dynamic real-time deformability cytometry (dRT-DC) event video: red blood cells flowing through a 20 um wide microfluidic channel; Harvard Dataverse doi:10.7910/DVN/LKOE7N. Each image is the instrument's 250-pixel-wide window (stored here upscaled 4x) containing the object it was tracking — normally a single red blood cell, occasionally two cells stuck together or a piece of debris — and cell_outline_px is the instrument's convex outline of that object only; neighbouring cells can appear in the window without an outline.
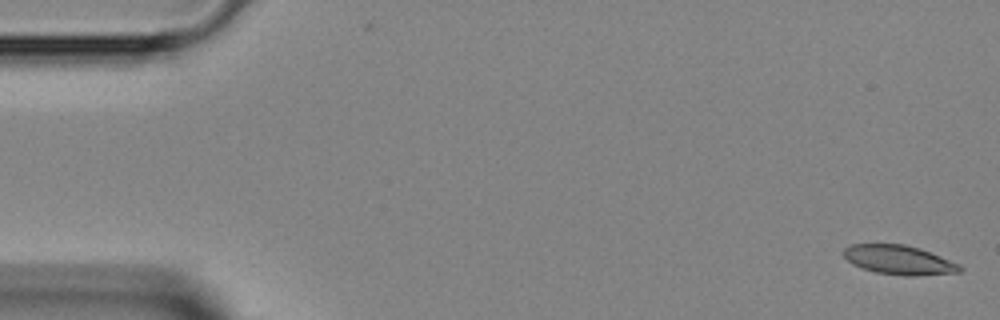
{"species": "Egyptian fruit bat (a non-hibernating species)", "species_latin": "Rousettus aegyptiacus", "temperature_condition": "room temperature", "stored_images_in_passage": 46, "camera_frame_rate_fps": 3000, "um_per_image_px": 0.085, "animal": {"sex": "female"}, "frame": {"image": 1, "passage_image": 1, "time_ms": 0.0, "image_size_px": [1000, 320], "cell_outline_px": [[964, 268], [960, 272], [916, 276], [904, 276], [876, 272], [852, 264], [844, 256], [844, 248], [852, 244], [904, 244], [920, 248], [960, 264]], "centroid_in_image_um": [76.45, 22.1], "position_along_channel_um": 8.6, "area_um2": 19.77}}
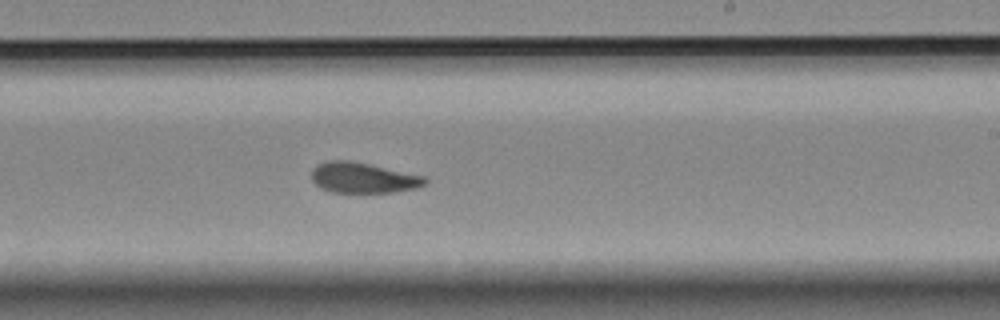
{"frame": {"image": 2, "passage_image": 27, "time_ms": 8.667, "image_size_px": [1000, 320], "cell_outline_px": [[428, 184], [416, 188], [392, 192], [332, 192], [320, 188], [312, 180], [312, 168], [316, 164], [328, 160], [352, 160], [424, 176], [428, 180]], "centroid_in_image_um": [30.85, 15.1], "position_along_channel_um": 258.1, "area_um2": 20.29}}
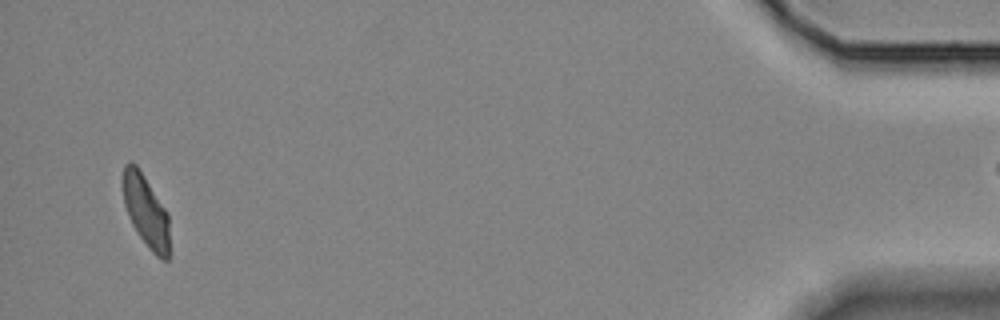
{"frame": {"image": 3, "passage_image": 44, "time_ms": 14.333, "image_size_px": [1000, 320], "cell_outline_px": [[168, 260], [160, 260], [152, 252], [140, 236], [132, 224], [128, 216], [124, 204], [120, 184], [120, 180], [124, 164], [128, 160], [132, 160], [136, 164], [168, 212]], "centroid_in_image_um": [12.34, 17.85], "position_along_channel_um": 422.9, "area_um2": 19.88}}